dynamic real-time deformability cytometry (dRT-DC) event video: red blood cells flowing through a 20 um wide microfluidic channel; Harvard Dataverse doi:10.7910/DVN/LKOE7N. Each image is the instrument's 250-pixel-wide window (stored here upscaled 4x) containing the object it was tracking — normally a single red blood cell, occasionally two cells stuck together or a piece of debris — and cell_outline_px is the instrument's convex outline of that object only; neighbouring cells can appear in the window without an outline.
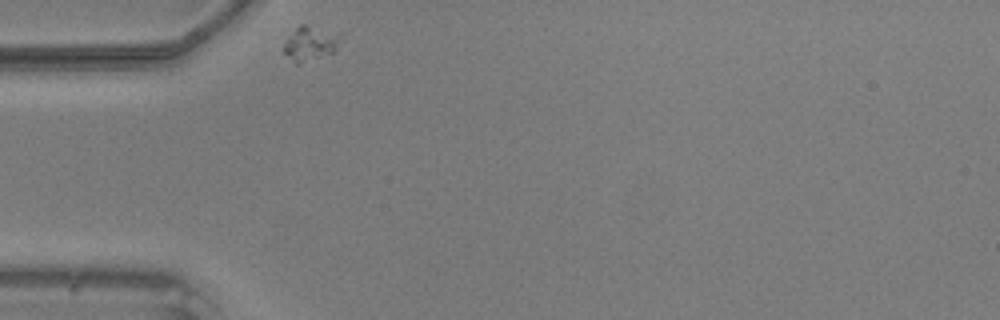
{"species": "common noctule bat (a hibernating species)", "species_latin": "Nyctalus noctula", "temperature_condition": "warm", "stored_images_in_passage": 31, "camera_frame_rate_fps": 3000, "um_per_image_px": 0.085, "animal": {"sex": "male", "body_mass_g": 20.5, "forearm_length_mm": 52.5}, "frame": {"image": 1, "passage_image": 1, "time_ms": 0.0, "image_size_px": [1000, 320], "cell_outline_px": [[344, 40], [332, 52], [296, 64], [284, 52], [284, 44], [288, 36], [300, 24], [304, 24], [340, 32]], "centroid_in_image_um": [26.43, 3.64], "position_along_channel_um": 58.6, "area_um2": 11.33}}
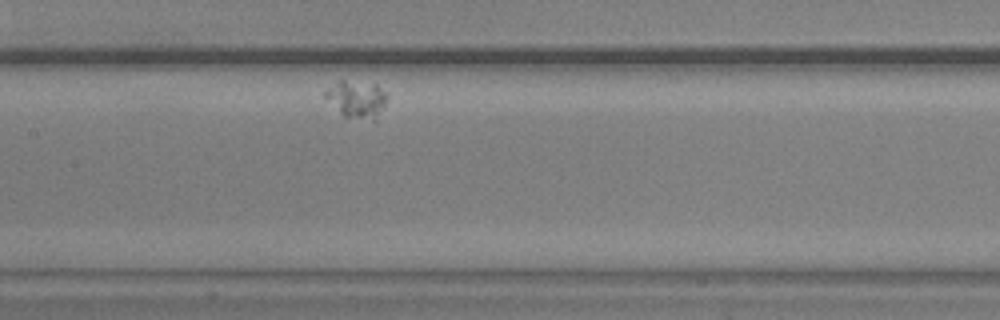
{"frame": {"image": 2, "passage_image": 13, "time_ms": 4.0, "image_size_px": [1000, 320], "cell_outline_px": [[388, 96], [376, 120], [372, 120], [344, 116], [324, 96], [324, 92], [328, 88], [340, 80], [344, 80], [376, 84], [388, 92]], "centroid_in_image_um": [30.36, 8.41], "position_along_channel_um": 177.0, "area_um2": 13.24}}
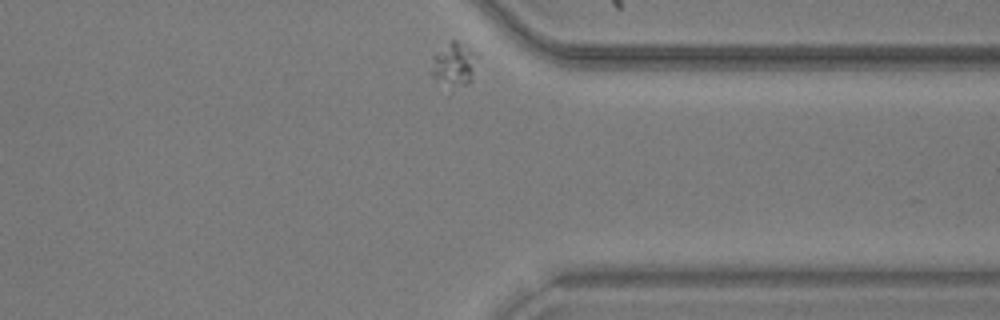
{"frame": {"image": 3, "passage_image": 31, "time_ms": 10.0, "image_size_px": [1000, 320], "cell_outline_px": [[480, 56], [472, 80], [468, 84], [464, 84], [432, 76], [432, 56], [448, 40], [456, 40]], "centroid_in_image_um": [38.66, 5.33], "position_along_channel_um": 372.7, "area_um2": 11.04}}